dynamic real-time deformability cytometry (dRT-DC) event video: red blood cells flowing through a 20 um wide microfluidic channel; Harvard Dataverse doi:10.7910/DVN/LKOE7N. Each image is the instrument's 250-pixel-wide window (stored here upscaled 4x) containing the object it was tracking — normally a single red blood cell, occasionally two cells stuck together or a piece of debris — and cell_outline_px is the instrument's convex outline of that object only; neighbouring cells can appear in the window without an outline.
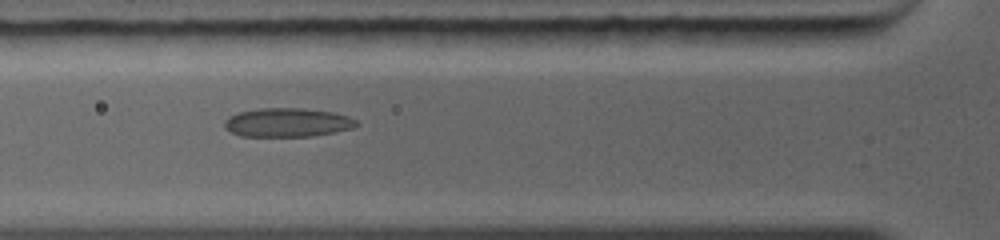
{"species": "common noctule bat (a hibernating species)", "species_latin": "Nyctalus noctula", "temperature_condition": "warm", "stored_images_in_passage": 5, "camera_frame_rate_fps": 5000, "um_per_image_px": 0.085, "animal": {"sex": "female", "body_mass_g": 19.0, "forearm_length_mm": 56.7}, "frame": {"image": 1, "passage_image": 2, "time_ms": 0.8, "image_size_px": [1000, 240], "cell_outline_px": [[360, 124], [352, 128], [336, 132], [312, 136], [240, 136], [232, 132], [224, 124], [224, 120], [228, 116], [236, 112], [260, 108], [304, 108], [332, 112], [348, 116], [356, 120]], "centroid_in_image_um": [24.43, 10.4], "position_along_channel_um": 101.4, "area_um2": 22.25}}
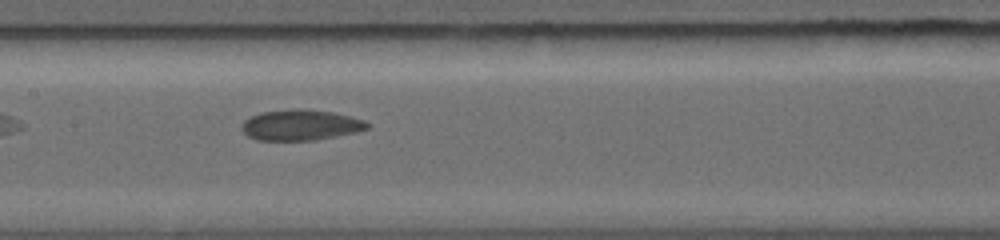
{"frame": {"image": 2, "passage_image": 4, "time_ms": 2.6, "image_size_px": [1000, 240], "cell_outline_px": [[368, 128], [356, 132], [316, 140], [256, 140], [248, 136], [240, 128], [244, 120], [260, 112], [292, 108], [300, 108], [336, 112], [364, 120], [368, 124]], "centroid_in_image_um": [25.53, 10.61], "position_along_channel_um": 181.9, "area_um2": 22.6}}
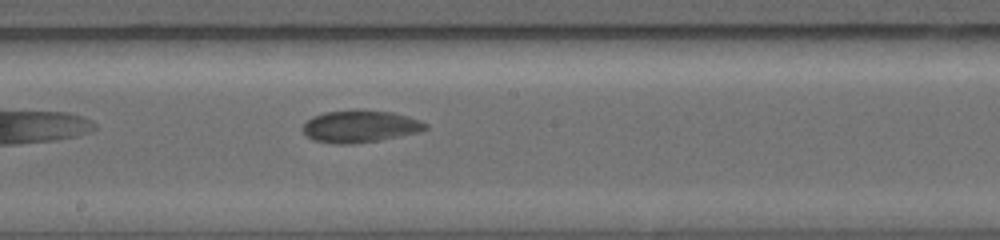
{"frame": {"image": 3, "passage_image": 5, "time_ms": 3.4, "image_size_px": [1000, 240], "cell_outline_px": [[428, 128], [420, 132], [376, 140], [352, 144], [340, 144], [316, 140], [308, 136], [300, 128], [312, 116], [324, 112], [352, 108], [392, 112], [408, 116], [420, 120], [428, 124]], "centroid_in_image_um": [30.61, 10.71], "position_along_channel_um": 217.6, "area_um2": 23.12}}